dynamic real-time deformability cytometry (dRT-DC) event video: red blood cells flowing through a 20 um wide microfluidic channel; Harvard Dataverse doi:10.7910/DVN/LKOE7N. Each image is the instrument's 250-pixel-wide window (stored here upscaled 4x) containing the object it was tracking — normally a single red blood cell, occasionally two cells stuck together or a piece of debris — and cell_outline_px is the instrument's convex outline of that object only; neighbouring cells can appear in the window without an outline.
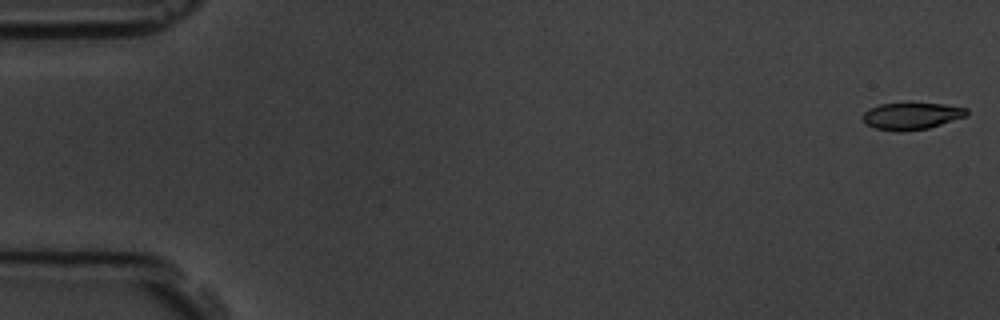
{"species": "common noctule bat (a hibernating species)", "species_latin": "Nyctalus noctula", "temperature_condition": "room temperature", "stored_images_in_passage": 6, "segment_of_instrument_passage": [1, 2], "camera_frame_rate_fps": 3000, "um_per_image_px": 0.085, "animal": {"sex": "male", "body_mass_g": 19.5, "forearm_length_mm": 54.6}, "frame": {"image": 1, "passage_image": 1, "time_ms": 0.0, "image_size_px": [1000, 320], "cell_outline_px": [[968, 116], [928, 128], [900, 132], [896, 132], [876, 128], [864, 124], [860, 116], [868, 108], [880, 104], [908, 100], [944, 104], [968, 108]], "centroid_in_image_um": [77.45, 9.81], "position_along_channel_um": 7.6, "area_um2": 17.34}}
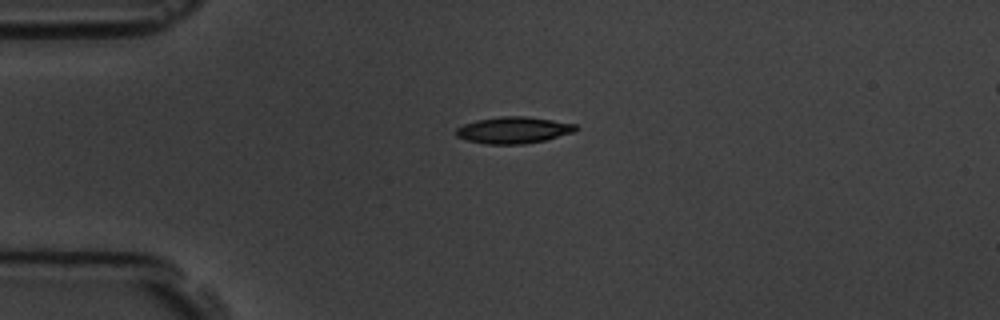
{"frame": {"image": 2, "passage_image": 4, "time_ms": 4.333, "image_size_px": [1000, 320], "cell_outline_px": [[580, 128], [576, 132], [544, 140], [524, 144], [488, 144], [468, 140], [456, 136], [456, 128], [464, 124], [476, 120], [500, 116], [528, 116], [576, 124]], "centroid_in_image_um": [43.69, 11.05], "position_along_channel_um": 41.3, "area_um2": 18.61}}